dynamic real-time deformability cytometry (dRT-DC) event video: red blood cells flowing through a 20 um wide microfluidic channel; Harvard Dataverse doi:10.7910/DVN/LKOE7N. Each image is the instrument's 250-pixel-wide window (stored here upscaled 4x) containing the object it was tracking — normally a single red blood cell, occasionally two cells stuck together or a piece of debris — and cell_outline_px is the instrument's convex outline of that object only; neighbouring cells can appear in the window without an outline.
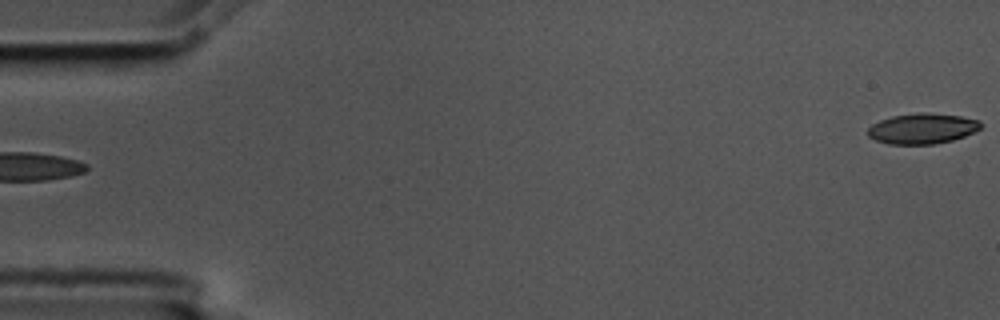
{"species": "common noctule bat (a hibernating species)", "species_latin": "Nyctalus noctula", "temperature_condition": "cold", "stored_images_in_passage": 4, "segment_of_instrument_passage": [2, 2], "camera_frame_rate_fps": 3000, "um_per_image_px": 0.085, "animal": {"sex": "male", "body_mass_g": 17.5, "forearm_length_mm": 52.3}, "frame": {"image": 1, "passage_image": 4, "time_ms": 1.0, "image_size_px": [1000, 320], "cell_outline_px": [[980, 128], [964, 136], [952, 140], [932, 144], [888, 144], [876, 140], [868, 136], [868, 128], [872, 124], [880, 120], [892, 116], [920, 112], [924, 112], [960, 116], [980, 120]], "centroid_in_image_um": [78.37, 10.92], "position_along_channel_um": 6.6, "area_um2": 19.88}}